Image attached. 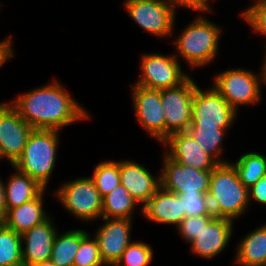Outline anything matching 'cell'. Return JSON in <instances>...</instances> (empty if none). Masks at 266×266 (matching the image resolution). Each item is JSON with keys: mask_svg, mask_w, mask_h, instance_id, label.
Instances as JSON below:
<instances>
[{"mask_svg": "<svg viewBox=\"0 0 266 266\" xmlns=\"http://www.w3.org/2000/svg\"><path fill=\"white\" fill-rule=\"evenodd\" d=\"M105 222L98 227L94 238L100 255L107 266H114L131 243L133 219L102 218Z\"/></svg>", "mask_w": 266, "mask_h": 266, "instance_id": "5bb4252c", "label": "cell"}, {"mask_svg": "<svg viewBox=\"0 0 266 266\" xmlns=\"http://www.w3.org/2000/svg\"><path fill=\"white\" fill-rule=\"evenodd\" d=\"M100 196L103 198L120 183V161L108 160L96 165L92 176H90Z\"/></svg>", "mask_w": 266, "mask_h": 266, "instance_id": "83f0119b", "label": "cell"}, {"mask_svg": "<svg viewBox=\"0 0 266 266\" xmlns=\"http://www.w3.org/2000/svg\"><path fill=\"white\" fill-rule=\"evenodd\" d=\"M4 182L0 178V219L3 220L6 214L5 206V192H4Z\"/></svg>", "mask_w": 266, "mask_h": 266, "instance_id": "8d00e7d4", "label": "cell"}, {"mask_svg": "<svg viewBox=\"0 0 266 266\" xmlns=\"http://www.w3.org/2000/svg\"><path fill=\"white\" fill-rule=\"evenodd\" d=\"M234 221L214 217L198 237L190 242V251L203 259H212L222 253L231 241Z\"/></svg>", "mask_w": 266, "mask_h": 266, "instance_id": "e0dca14e", "label": "cell"}, {"mask_svg": "<svg viewBox=\"0 0 266 266\" xmlns=\"http://www.w3.org/2000/svg\"><path fill=\"white\" fill-rule=\"evenodd\" d=\"M15 172L4 184L5 206L12 209L21 206L25 202L37 198L45 188L27 174L19 172L13 167Z\"/></svg>", "mask_w": 266, "mask_h": 266, "instance_id": "7402d4cb", "label": "cell"}, {"mask_svg": "<svg viewBox=\"0 0 266 266\" xmlns=\"http://www.w3.org/2000/svg\"><path fill=\"white\" fill-rule=\"evenodd\" d=\"M232 164L237 170L240 181L248 189L266 175V156L259 152L245 153Z\"/></svg>", "mask_w": 266, "mask_h": 266, "instance_id": "484cf974", "label": "cell"}, {"mask_svg": "<svg viewBox=\"0 0 266 266\" xmlns=\"http://www.w3.org/2000/svg\"><path fill=\"white\" fill-rule=\"evenodd\" d=\"M52 220L49 216L41 224L21 234L23 266H34L51 258L54 239L58 232Z\"/></svg>", "mask_w": 266, "mask_h": 266, "instance_id": "2e32d148", "label": "cell"}, {"mask_svg": "<svg viewBox=\"0 0 266 266\" xmlns=\"http://www.w3.org/2000/svg\"><path fill=\"white\" fill-rule=\"evenodd\" d=\"M102 200V218L133 219V212L139 206L130 192L121 184Z\"/></svg>", "mask_w": 266, "mask_h": 266, "instance_id": "603a6c76", "label": "cell"}, {"mask_svg": "<svg viewBox=\"0 0 266 266\" xmlns=\"http://www.w3.org/2000/svg\"><path fill=\"white\" fill-rule=\"evenodd\" d=\"M134 114L142 129L161 144L165 141V117L161 90L147 89L131 84Z\"/></svg>", "mask_w": 266, "mask_h": 266, "instance_id": "7c38bea8", "label": "cell"}, {"mask_svg": "<svg viewBox=\"0 0 266 266\" xmlns=\"http://www.w3.org/2000/svg\"><path fill=\"white\" fill-rule=\"evenodd\" d=\"M140 61L141 74L134 85L161 90L176 87L189 77L174 54L145 53Z\"/></svg>", "mask_w": 266, "mask_h": 266, "instance_id": "9c48e42d", "label": "cell"}, {"mask_svg": "<svg viewBox=\"0 0 266 266\" xmlns=\"http://www.w3.org/2000/svg\"><path fill=\"white\" fill-rule=\"evenodd\" d=\"M150 245L141 241L131 242L114 266H148L153 261Z\"/></svg>", "mask_w": 266, "mask_h": 266, "instance_id": "f546056e", "label": "cell"}, {"mask_svg": "<svg viewBox=\"0 0 266 266\" xmlns=\"http://www.w3.org/2000/svg\"><path fill=\"white\" fill-rule=\"evenodd\" d=\"M197 83L189 76L176 87L161 89L165 117V140L170 134L187 131L192 123L193 94Z\"/></svg>", "mask_w": 266, "mask_h": 266, "instance_id": "30bf717a", "label": "cell"}, {"mask_svg": "<svg viewBox=\"0 0 266 266\" xmlns=\"http://www.w3.org/2000/svg\"><path fill=\"white\" fill-rule=\"evenodd\" d=\"M89 232L80 229V246L75 255L73 266H107L100 255L96 239Z\"/></svg>", "mask_w": 266, "mask_h": 266, "instance_id": "f1b7e54d", "label": "cell"}, {"mask_svg": "<svg viewBox=\"0 0 266 266\" xmlns=\"http://www.w3.org/2000/svg\"><path fill=\"white\" fill-rule=\"evenodd\" d=\"M0 266H23L21 234L0 224Z\"/></svg>", "mask_w": 266, "mask_h": 266, "instance_id": "4316f807", "label": "cell"}, {"mask_svg": "<svg viewBox=\"0 0 266 266\" xmlns=\"http://www.w3.org/2000/svg\"><path fill=\"white\" fill-rule=\"evenodd\" d=\"M265 49H266V46H265ZM263 59H264V61L262 63V67H263V72H264L265 81H266V51H265V55H264V58Z\"/></svg>", "mask_w": 266, "mask_h": 266, "instance_id": "f35d334b", "label": "cell"}, {"mask_svg": "<svg viewBox=\"0 0 266 266\" xmlns=\"http://www.w3.org/2000/svg\"><path fill=\"white\" fill-rule=\"evenodd\" d=\"M34 130L9 103L0 106V153L11 166L22 155Z\"/></svg>", "mask_w": 266, "mask_h": 266, "instance_id": "4fadbf2b", "label": "cell"}, {"mask_svg": "<svg viewBox=\"0 0 266 266\" xmlns=\"http://www.w3.org/2000/svg\"><path fill=\"white\" fill-rule=\"evenodd\" d=\"M263 84H266V81L261 66L258 74L241 68L217 73L212 86L238 112L240 106L255 105L261 101Z\"/></svg>", "mask_w": 266, "mask_h": 266, "instance_id": "5b68a950", "label": "cell"}, {"mask_svg": "<svg viewBox=\"0 0 266 266\" xmlns=\"http://www.w3.org/2000/svg\"><path fill=\"white\" fill-rule=\"evenodd\" d=\"M221 32L219 25L203 15L195 18L173 42L176 58L184 59L192 68L208 65L218 57Z\"/></svg>", "mask_w": 266, "mask_h": 266, "instance_id": "3957f363", "label": "cell"}, {"mask_svg": "<svg viewBox=\"0 0 266 266\" xmlns=\"http://www.w3.org/2000/svg\"><path fill=\"white\" fill-rule=\"evenodd\" d=\"M80 246V229L56 233L50 260L57 266H73Z\"/></svg>", "mask_w": 266, "mask_h": 266, "instance_id": "d4e9b609", "label": "cell"}, {"mask_svg": "<svg viewBox=\"0 0 266 266\" xmlns=\"http://www.w3.org/2000/svg\"><path fill=\"white\" fill-rule=\"evenodd\" d=\"M211 171L197 170L173 161L166 154L160 172L161 187L180 194H207Z\"/></svg>", "mask_w": 266, "mask_h": 266, "instance_id": "8fae6325", "label": "cell"}, {"mask_svg": "<svg viewBox=\"0 0 266 266\" xmlns=\"http://www.w3.org/2000/svg\"><path fill=\"white\" fill-rule=\"evenodd\" d=\"M185 217L213 215L208 194H180Z\"/></svg>", "mask_w": 266, "mask_h": 266, "instance_id": "4dcf8cb0", "label": "cell"}, {"mask_svg": "<svg viewBox=\"0 0 266 266\" xmlns=\"http://www.w3.org/2000/svg\"><path fill=\"white\" fill-rule=\"evenodd\" d=\"M146 220L177 227L185 218L181 197L160 187L140 209Z\"/></svg>", "mask_w": 266, "mask_h": 266, "instance_id": "d6986e66", "label": "cell"}, {"mask_svg": "<svg viewBox=\"0 0 266 266\" xmlns=\"http://www.w3.org/2000/svg\"><path fill=\"white\" fill-rule=\"evenodd\" d=\"M207 194L215 217L235 221L248 211V188L240 181L231 162L218 164L211 171Z\"/></svg>", "mask_w": 266, "mask_h": 266, "instance_id": "7a4b0ae2", "label": "cell"}, {"mask_svg": "<svg viewBox=\"0 0 266 266\" xmlns=\"http://www.w3.org/2000/svg\"><path fill=\"white\" fill-rule=\"evenodd\" d=\"M162 145L167 148L164 154L180 164L203 171H212L218 165L187 131L170 134Z\"/></svg>", "mask_w": 266, "mask_h": 266, "instance_id": "9a60e30c", "label": "cell"}, {"mask_svg": "<svg viewBox=\"0 0 266 266\" xmlns=\"http://www.w3.org/2000/svg\"><path fill=\"white\" fill-rule=\"evenodd\" d=\"M9 103L34 129L58 130L91 118L57 79L29 90Z\"/></svg>", "mask_w": 266, "mask_h": 266, "instance_id": "6da1fadb", "label": "cell"}, {"mask_svg": "<svg viewBox=\"0 0 266 266\" xmlns=\"http://www.w3.org/2000/svg\"><path fill=\"white\" fill-rule=\"evenodd\" d=\"M120 183L142 206L161 187L160 173L156 177L142 164L132 160H120Z\"/></svg>", "mask_w": 266, "mask_h": 266, "instance_id": "ac0fdd59", "label": "cell"}, {"mask_svg": "<svg viewBox=\"0 0 266 266\" xmlns=\"http://www.w3.org/2000/svg\"><path fill=\"white\" fill-rule=\"evenodd\" d=\"M249 202H255L266 205V175L260 178L253 186L248 189Z\"/></svg>", "mask_w": 266, "mask_h": 266, "instance_id": "e575fe53", "label": "cell"}, {"mask_svg": "<svg viewBox=\"0 0 266 266\" xmlns=\"http://www.w3.org/2000/svg\"><path fill=\"white\" fill-rule=\"evenodd\" d=\"M34 266H57L56 264H54L50 259L46 260L44 262H40L35 264Z\"/></svg>", "mask_w": 266, "mask_h": 266, "instance_id": "74e56055", "label": "cell"}, {"mask_svg": "<svg viewBox=\"0 0 266 266\" xmlns=\"http://www.w3.org/2000/svg\"><path fill=\"white\" fill-rule=\"evenodd\" d=\"M123 5L144 31L158 38L173 36L177 11L165 0H125Z\"/></svg>", "mask_w": 266, "mask_h": 266, "instance_id": "52a82bcc", "label": "cell"}, {"mask_svg": "<svg viewBox=\"0 0 266 266\" xmlns=\"http://www.w3.org/2000/svg\"><path fill=\"white\" fill-rule=\"evenodd\" d=\"M214 217V215L185 217L176 227V230L187 243H190L198 237L202 228H205Z\"/></svg>", "mask_w": 266, "mask_h": 266, "instance_id": "d6a6232c", "label": "cell"}, {"mask_svg": "<svg viewBox=\"0 0 266 266\" xmlns=\"http://www.w3.org/2000/svg\"><path fill=\"white\" fill-rule=\"evenodd\" d=\"M46 189L35 199L25 202L21 206L6 209L2 223L18 234L32 229L49 217L43 209L44 194Z\"/></svg>", "mask_w": 266, "mask_h": 266, "instance_id": "ffe728a7", "label": "cell"}, {"mask_svg": "<svg viewBox=\"0 0 266 266\" xmlns=\"http://www.w3.org/2000/svg\"><path fill=\"white\" fill-rule=\"evenodd\" d=\"M236 248L235 264L239 266H266V224L244 235Z\"/></svg>", "mask_w": 266, "mask_h": 266, "instance_id": "44dd1931", "label": "cell"}, {"mask_svg": "<svg viewBox=\"0 0 266 266\" xmlns=\"http://www.w3.org/2000/svg\"><path fill=\"white\" fill-rule=\"evenodd\" d=\"M168 4L172 7L177 9L178 5L181 7L189 8V10L199 11L203 14L205 11L206 13L213 12L212 7L208 2H212V0H165Z\"/></svg>", "mask_w": 266, "mask_h": 266, "instance_id": "836d02e7", "label": "cell"}, {"mask_svg": "<svg viewBox=\"0 0 266 266\" xmlns=\"http://www.w3.org/2000/svg\"><path fill=\"white\" fill-rule=\"evenodd\" d=\"M12 34L9 35L8 38L3 39L0 41V68L11 58H13L15 55V51L13 50L12 44Z\"/></svg>", "mask_w": 266, "mask_h": 266, "instance_id": "d590c367", "label": "cell"}, {"mask_svg": "<svg viewBox=\"0 0 266 266\" xmlns=\"http://www.w3.org/2000/svg\"><path fill=\"white\" fill-rule=\"evenodd\" d=\"M229 129L230 128L189 127L187 132L193 136L198 145H200L218 164H223L229 162L221 158L223 153L222 142H224L223 139Z\"/></svg>", "mask_w": 266, "mask_h": 266, "instance_id": "cb8c5ba5", "label": "cell"}, {"mask_svg": "<svg viewBox=\"0 0 266 266\" xmlns=\"http://www.w3.org/2000/svg\"><path fill=\"white\" fill-rule=\"evenodd\" d=\"M53 194L64 209L78 220L92 222L102 218L103 200L89 176L67 181Z\"/></svg>", "mask_w": 266, "mask_h": 266, "instance_id": "8992f818", "label": "cell"}, {"mask_svg": "<svg viewBox=\"0 0 266 266\" xmlns=\"http://www.w3.org/2000/svg\"><path fill=\"white\" fill-rule=\"evenodd\" d=\"M256 3L241 11L244 21L253 32L266 37V0H255Z\"/></svg>", "mask_w": 266, "mask_h": 266, "instance_id": "1f68e13d", "label": "cell"}, {"mask_svg": "<svg viewBox=\"0 0 266 266\" xmlns=\"http://www.w3.org/2000/svg\"><path fill=\"white\" fill-rule=\"evenodd\" d=\"M237 114L213 86L206 90H201L198 85L195 87L189 127L231 128Z\"/></svg>", "mask_w": 266, "mask_h": 266, "instance_id": "ba28073f", "label": "cell"}, {"mask_svg": "<svg viewBox=\"0 0 266 266\" xmlns=\"http://www.w3.org/2000/svg\"><path fill=\"white\" fill-rule=\"evenodd\" d=\"M58 130L34 129L27 141L22 155L12 167L27 174L47 189L49 179L55 170L57 150L59 148Z\"/></svg>", "mask_w": 266, "mask_h": 266, "instance_id": "277c9868", "label": "cell"}]
</instances>
